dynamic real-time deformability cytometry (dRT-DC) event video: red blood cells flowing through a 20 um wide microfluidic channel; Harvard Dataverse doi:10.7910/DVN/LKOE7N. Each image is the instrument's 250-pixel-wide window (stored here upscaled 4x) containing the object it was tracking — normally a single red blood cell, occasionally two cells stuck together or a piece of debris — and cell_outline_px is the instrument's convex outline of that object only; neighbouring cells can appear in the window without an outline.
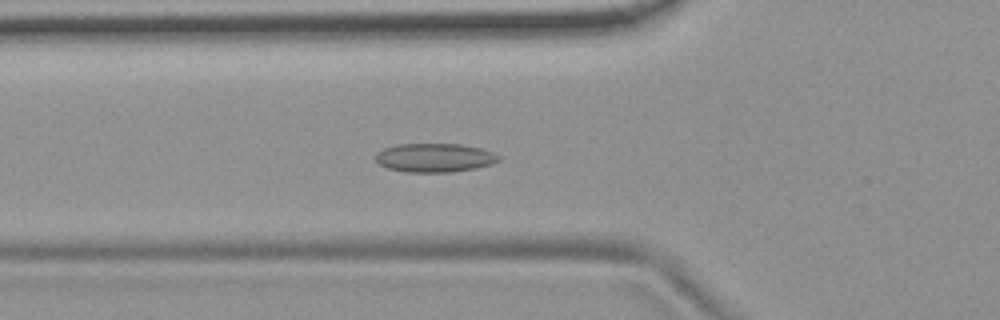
{"species": "common noctule bat (a hibernating species)", "species_latin": "Nyctalus noctula", "temperature_condition": "room temperature", "stored_images_in_passage": 55, "camera_frame_rate_fps": 3000, "um_per_image_px": 0.085, "animal": {"sex": "female", "body_mass_g": 19.9}, "frame": {"image": 1, "passage_image": 20, "time_ms": 6.333, "image_size_px": [1000, 320], "cell_outline_px": [[500, 160], [492, 164], [476, 168], [452, 172], [404, 172], [388, 168], [380, 164], [376, 160], [376, 152], [384, 148], [396, 144], [460, 144], [480, 148], [492, 152], [500, 156]], "centroid_in_image_um": [36.94, 13.41], "position_along_channel_um": 88.9, "area_um2": 20.69}}
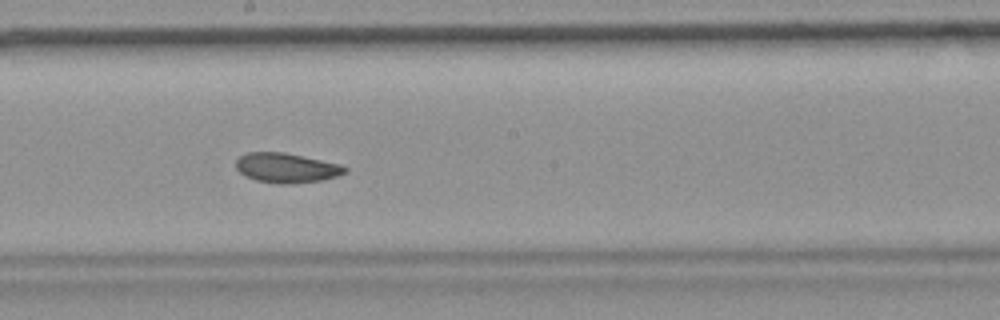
{"frame": {"image": 2, "passage_image": 31, "time_ms": 10.0, "image_size_px": [1000, 320], "cell_outline_px": [[348, 172], [324, 180], [288, 184], [280, 184], [256, 180], [244, 176], [236, 168], [236, 160], [240, 156], [248, 152], [284, 152], [340, 164], [348, 168]], "centroid_in_image_um": [24.35, 14.27], "position_along_channel_um": 223.8, "area_um2": 18.9}}
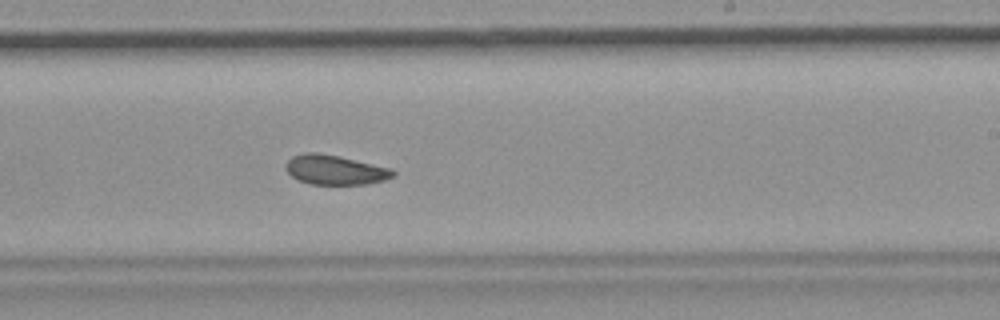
{"frame": {"image": 3, "passage_image": 34, "time_ms": 11.0, "image_size_px": [1000, 320], "cell_outline_px": [[396, 172], [392, 176], [384, 180], [368, 184], [308, 184], [296, 180], [284, 168], [284, 164], [292, 156], [304, 152], [312, 152], [340, 156], [392, 168]], "centroid_in_image_um": [28.45, 14.43], "position_along_channel_um": 260.6, "area_um2": 18.67}, "authors_computed_cell_mechanics": {"area_um2": 19.7676, "velocity_mm_per_s": 3.6887, "shape_relaxation_time_tau1_ms": null, "shape_relaxation_time_tau2_ms": 3.4939, "deformation_change_tau1": null, "deformation_change_tau2": 0.0828}}